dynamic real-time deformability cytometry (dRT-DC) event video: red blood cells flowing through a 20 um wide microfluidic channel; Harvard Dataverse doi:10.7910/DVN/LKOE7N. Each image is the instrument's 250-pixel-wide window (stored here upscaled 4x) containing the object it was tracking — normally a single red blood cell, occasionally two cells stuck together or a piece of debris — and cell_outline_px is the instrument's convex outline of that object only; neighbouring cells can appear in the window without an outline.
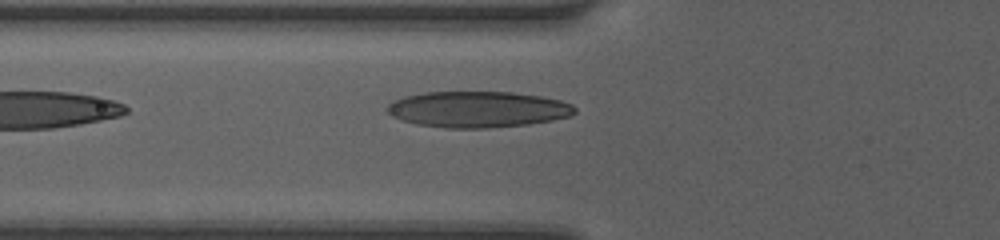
{"species": "human", "species_latin": "Homo sapiens", "temperature_condition": "room temperature", "stored_images_in_passage": 12, "camera_frame_rate_fps": 3000, "um_per_image_px": 0.085, "donor": {"sex": "female"}, "frame": {"image": 1, "passage_image": 12, "time_ms": 3.667, "image_size_px": [1000, 240], "cell_outline_px": [[576, 112], [568, 116], [552, 120], [528, 124], [488, 128], [444, 128], [416, 124], [400, 120], [392, 116], [384, 108], [392, 100], [404, 96], [424, 92], [512, 92], [540, 96], [560, 100], [572, 104], [576, 108]], "centroid_in_image_um": [40.56, 9.29], "position_along_channel_um": 85.2, "area_um2": 39.71}}